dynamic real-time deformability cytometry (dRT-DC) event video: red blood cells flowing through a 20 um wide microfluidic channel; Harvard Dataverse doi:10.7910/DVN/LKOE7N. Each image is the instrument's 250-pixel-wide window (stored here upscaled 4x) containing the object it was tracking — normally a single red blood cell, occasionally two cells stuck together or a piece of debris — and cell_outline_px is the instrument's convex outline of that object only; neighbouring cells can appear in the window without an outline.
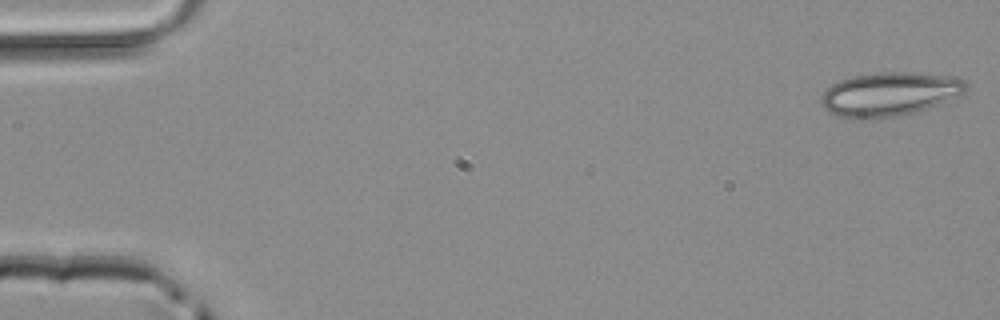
{"species": "common noctule bat (a hibernating species)", "species_latin": "Nyctalus noctula", "temperature_condition": "room temperature", "stored_images_in_passage": 49, "camera_frame_rate_fps": 3000, "um_per_image_px": 0.085, "animal": {"sex": "male", "body_mass_g": 20.4}, "frame": {"image": 1, "passage_image": 1, "time_ms": 0.0, "image_size_px": [1000, 320], "cell_outline_px": [[968, 88], [964, 92], [936, 104], [912, 112], [896, 116], [836, 116], [828, 112], [824, 108], [820, 100], [820, 96], [832, 84], [840, 80], [852, 76], [876, 72], [912, 72], [944, 76], [964, 80], [968, 84]], "centroid_in_image_um": [75.56, 7.95], "position_along_channel_um": 9.4, "area_um2": 35.78}}
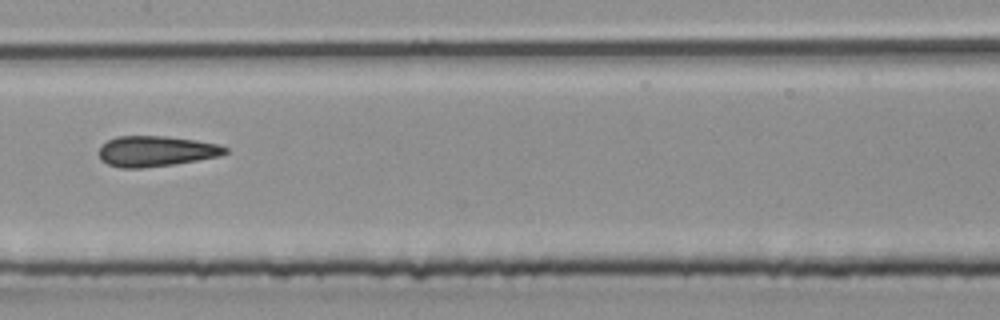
{"frame": {"image": 2, "passage_image": 25, "time_ms": 8.0, "image_size_px": [1000, 320], "cell_outline_px": [[228, 152], [220, 156], [172, 164], [144, 168], [120, 168], [108, 164], [100, 160], [100, 148], [108, 140], [116, 136], [168, 136], [196, 140], [220, 144], [228, 148]], "centroid_in_image_um": [13.28, 12.85], "position_along_channel_um": 194.1, "area_um2": 22.48}}
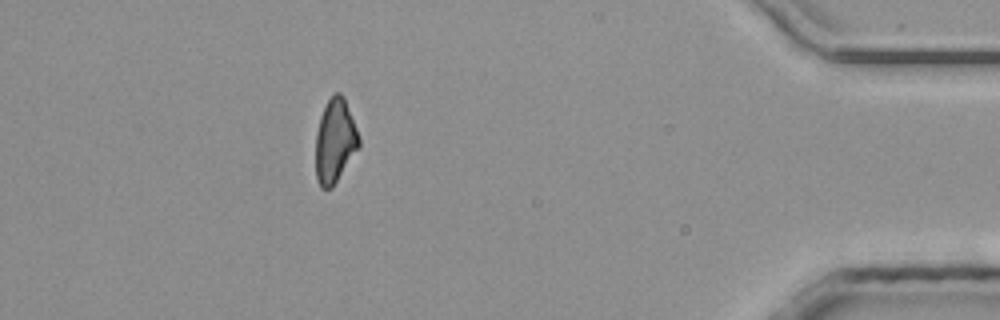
{"frame": {"image": 3, "passage_image": 44, "time_ms": 14.333, "image_size_px": [1000, 320], "cell_outline_px": [[360, 148], [332, 188], [320, 188], [316, 180], [316, 132], [320, 116], [328, 100], [336, 92], [340, 92], [344, 96], [356, 128], [360, 140]], "centroid_in_image_um": [28.48, 12.01], "position_along_channel_um": 406.7, "area_um2": 21.27}}